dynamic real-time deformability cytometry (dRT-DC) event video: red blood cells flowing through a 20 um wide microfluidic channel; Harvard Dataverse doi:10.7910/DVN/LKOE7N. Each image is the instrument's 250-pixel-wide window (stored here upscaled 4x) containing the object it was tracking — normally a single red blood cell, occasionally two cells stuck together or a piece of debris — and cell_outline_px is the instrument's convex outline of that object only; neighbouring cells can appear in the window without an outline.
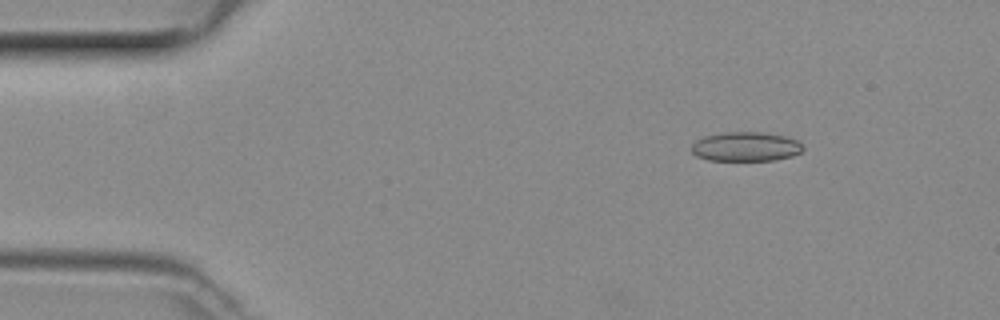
{"species": "common noctule bat (a hibernating species)", "species_latin": "Nyctalus noctula", "temperature_condition": "room temperature", "stored_images_in_passage": 35, "camera_frame_rate_fps": 3000, "um_per_image_px": 0.085, "animal": {"sex": "female", "body_mass_g": 29.2, "forearm_length_mm": 56.3}, "frame": {"image": 1, "passage_image": 1, "time_ms": 0.0, "image_size_px": [1000, 320], "cell_outline_px": [[804, 148], [800, 152], [792, 156], [772, 160], [708, 160], [696, 156], [688, 148], [696, 140], [704, 136], [724, 132], [764, 132], [784, 136], [796, 140]], "centroid_in_image_um": [63.33, 12.46], "position_along_channel_um": 21.7, "area_um2": 19.07}}
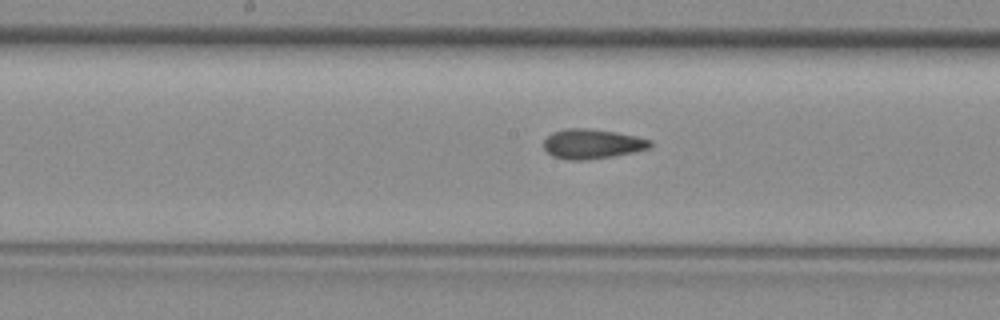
{"frame": {"image": 2, "passage_image": 19, "time_ms": 6.0, "image_size_px": [1000, 320], "cell_outline_px": [[652, 144], [648, 148], [612, 156], [584, 160], [568, 160], [552, 156], [544, 148], [544, 140], [552, 132], [564, 128], [588, 128], [616, 132], [636, 136], [652, 140]], "centroid_in_image_um": [50.3, 12.22], "position_along_channel_um": 197.9, "area_um2": 18.32}}
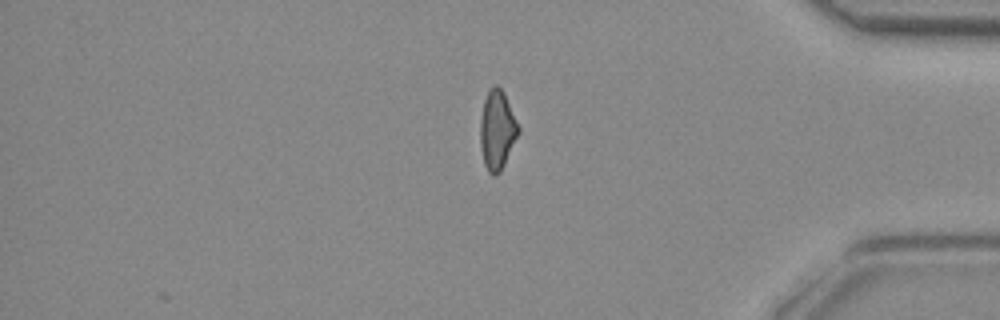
{"frame": {"image": 3, "passage_image": 35, "time_ms": 11.333, "image_size_px": [1000, 320], "cell_outline_px": [[520, 132], [500, 172], [496, 176], [492, 176], [488, 172], [484, 164], [480, 148], [480, 120], [484, 100], [488, 92], [496, 84], [504, 92], [520, 128]], "centroid_in_image_um": [42.25, 11.09], "position_along_channel_um": 392.9, "area_um2": 17.63}}